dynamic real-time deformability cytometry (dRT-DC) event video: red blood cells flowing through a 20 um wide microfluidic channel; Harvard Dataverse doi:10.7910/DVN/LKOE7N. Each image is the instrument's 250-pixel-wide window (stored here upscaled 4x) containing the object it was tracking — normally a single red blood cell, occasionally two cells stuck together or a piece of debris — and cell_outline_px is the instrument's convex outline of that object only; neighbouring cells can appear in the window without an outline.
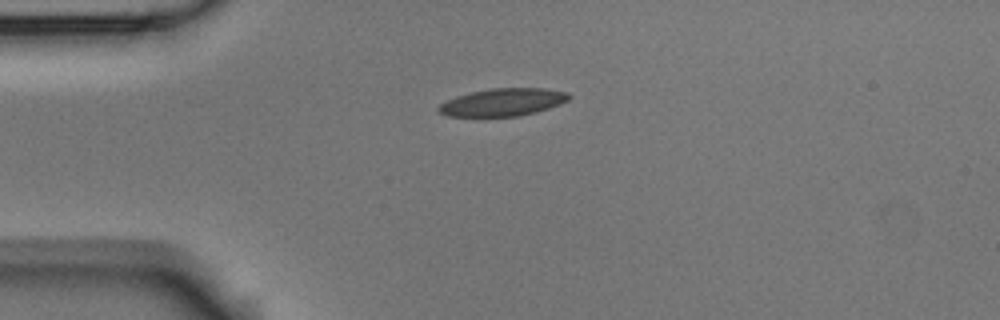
{"species": "Egyptian fruit bat (a non-hibernating species)", "species_latin": "Rousettus aegyptiacus", "temperature_condition": "room temperature", "stored_images_in_passage": 25, "camera_frame_rate_fps": 3000, "um_per_image_px": 0.085, "animal": {"sex": "male"}, "frame": {"image": 1, "passage_image": 1, "time_ms": 0.0, "image_size_px": [1000, 320], "cell_outline_px": [[572, 96], [568, 100], [548, 108], [536, 112], [520, 116], [448, 116], [440, 112], [436, 108], [440, 104], [456, 96], [472, 92], [492, 88], [540, 88], [568, 92]], "centroid_in_image_um": [42.75, 8.68], "position_along_channel_um": 42.3, "area_um2": 20.75}}
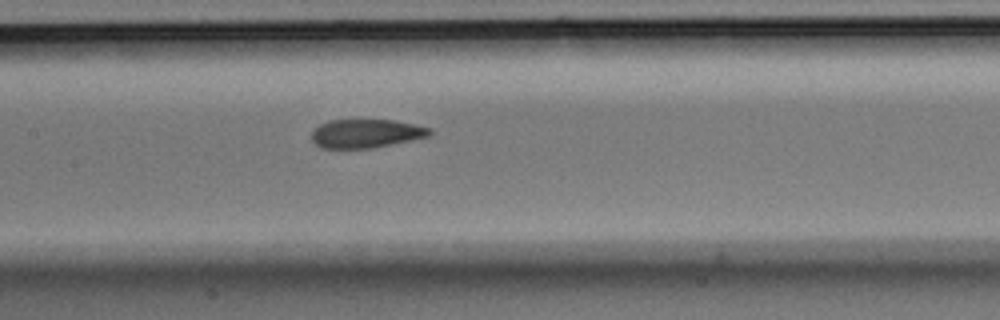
{"frame": {"image": 2, "passage_image": 14, "time_ms": 4.333, "image_size_px": [1000, 320], "cell_outline_px": [[432, 132], [428, 136], [372, 148], [320, 148], [312, 140], [312, 132], [320, 124], [328, 120], [392, 120], [416, 124], [432, 128]], "centroid_in_image_um": [31.11, 11.34], "position_along_channel_um": 176.3, "area_um2": 19.59}}
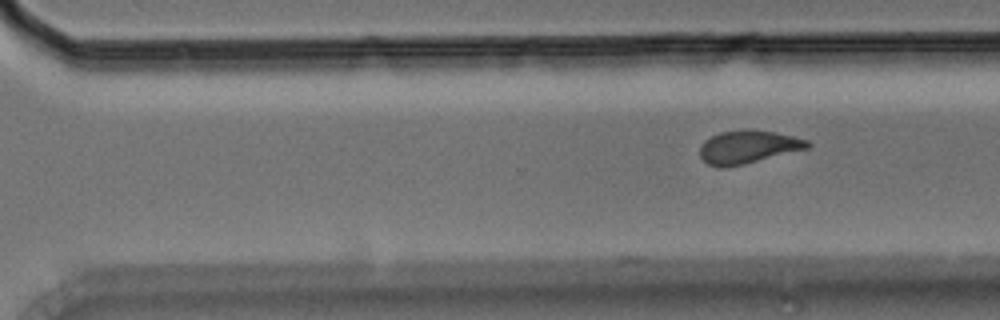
{"frame": {"image": 3, "passage_image": 25, "time_ms": 8.0, "image_size_px": [1000, 320], "cell_outline_px": [[812, 144], [808, 148], [744, 164], [724, 168], [720, 168], [708, 164], [700, 156], [700, 144], [704, 140], [720, 132], [748, 128], [772, 132], [792, 136], [808, 140]], "centroid_in_image_um": [63.55, 12.48], "position_along_channel_um": 307.0, "area_um2": 20.75}}